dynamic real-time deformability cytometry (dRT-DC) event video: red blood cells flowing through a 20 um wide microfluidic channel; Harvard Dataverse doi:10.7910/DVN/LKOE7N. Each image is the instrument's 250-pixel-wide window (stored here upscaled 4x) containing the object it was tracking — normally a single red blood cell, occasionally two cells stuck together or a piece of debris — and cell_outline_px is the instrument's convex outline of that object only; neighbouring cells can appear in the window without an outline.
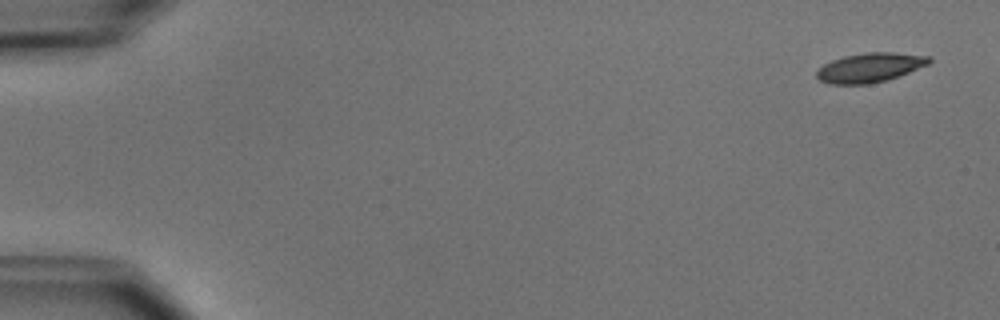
{"species": "common noctule bat (a hibernating species)", "species_latin": "Nyctalus noctula", "temperature_condition": "cold", "stored_images_in_passage": 4, "camera_frame_rate_fps": 3000, "um_per_image_px": 0.085, "animal": {"sex": "male", "body_mass_g": 15.6}, "frame": {"image": 1, "passage_image": 1, "time_ms": 0.0, "image_size_px": [1000, 320], "cell_outline_px": [[932, 60], [928, 64], [888, 80], [868, 84], [828, 84], [820, 80], [816, 76], [816, 72], [824, 64], [832, 60], [844, 56], [864, 52], [892, 52], [932, 56]], "centroid_in_image_um": [73.94, 5.74], "position_along_channel_um": 11.1, "area_um2": 19.25}}